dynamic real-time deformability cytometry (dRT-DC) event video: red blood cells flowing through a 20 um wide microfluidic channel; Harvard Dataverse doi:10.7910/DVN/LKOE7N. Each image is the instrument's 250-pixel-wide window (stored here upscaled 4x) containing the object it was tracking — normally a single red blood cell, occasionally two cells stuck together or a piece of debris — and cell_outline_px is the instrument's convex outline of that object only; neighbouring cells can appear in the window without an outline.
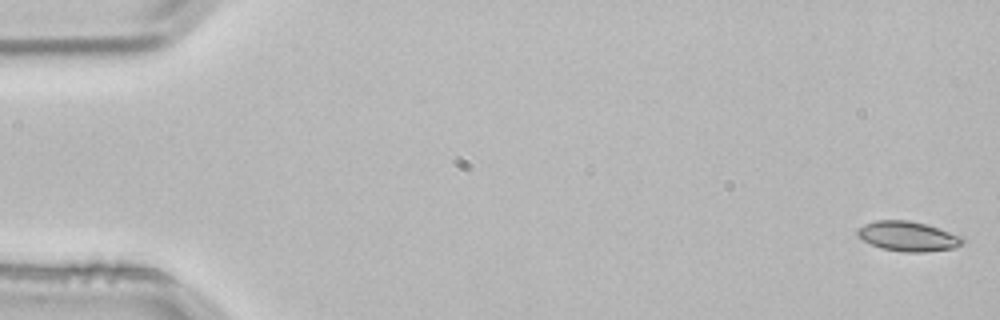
{"species": "common noctule bat (a hibernating species)", "species_latin": "Nyctalus noctula", "temperature_condition": "room temperature", "stored_images_in_passage": 4, "camera_frame_rate_fps": 3000, "um_per_image_px": 0.085, "animal": {"sex": "male", "body_mass_g": 21.5, "forearm_length_mm": 52.0}, "frame": {"image": 1, "passage_image": 1, "time_ms": 0.0, "image_size_px": [1000, 320], "cell_outline_px": [[964, 240], [956, 248], [924, 252], [904, 252], [880, 248], [864, 240], [856, 232], [864, 224], [876, 220], [908, 220], [924, 224], [964, 236]], "centroid_in_image_um": [77.21, 20.09], "position_along_channel_um": 7.8, "area_um2": 18.09}}
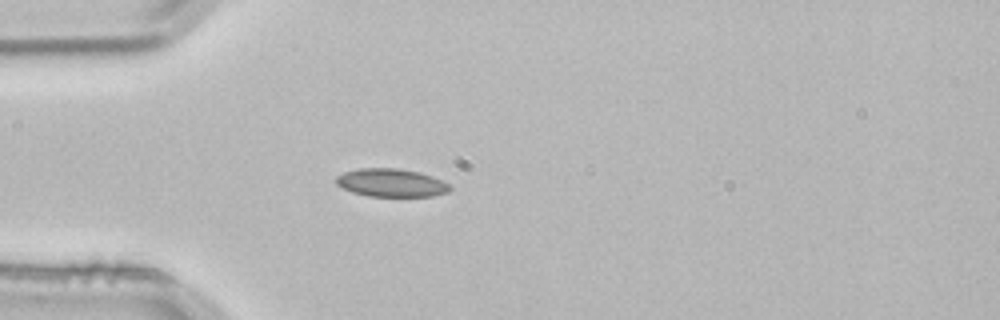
{"frame": {"image": 2, "passage_image": 4, "time_ms": 1.0, "image_size_px": [1000, 320], "cell_outline_px": [[452, 188], [448, 192], [432, 196], [368, 196], [352, 192], [336, 184], [336, 176], [344, 172], [360, 168], [396, 168], [420, 172], [432, 176], [452, 184]], "centroid_in_image_um": [33.29, 15.53], "position_along_channel_um": 51.7, "area_um2": 18.73}}